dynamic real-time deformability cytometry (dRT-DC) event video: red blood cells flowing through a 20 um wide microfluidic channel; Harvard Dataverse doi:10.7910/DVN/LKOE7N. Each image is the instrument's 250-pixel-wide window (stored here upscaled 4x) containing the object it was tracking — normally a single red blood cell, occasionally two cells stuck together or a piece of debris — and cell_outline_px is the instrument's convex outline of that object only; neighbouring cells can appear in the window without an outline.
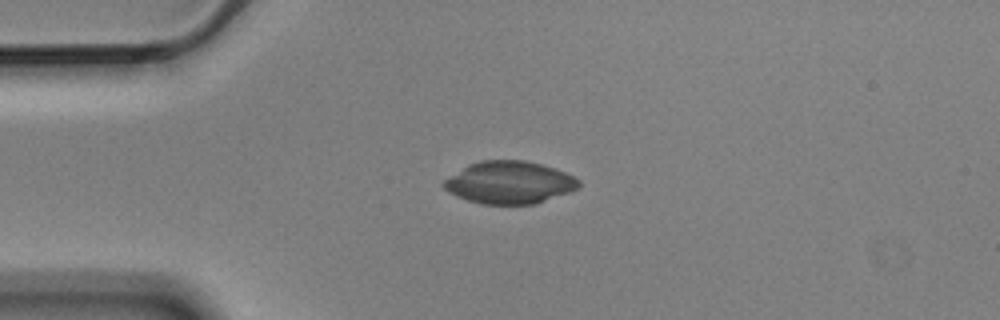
{"species": "Egyptian fruit bat (a non-hibernating species)", "species_latin": "Rousettus aegyptiacus", "temperature_condition": "cold", "stored_images_in_passage": 10, "camera_frame_rate_fps": 3000, "um_per_image_px": 0.085, "animal": {"sex": "male"}, "frame": {"image": 1, "passage_image": 1, "time_ms": 0.0, "image_size_px": [1000, 320], "cell_outline_px": [[580, 188], [536, 204], [480, 204], [456, 196], [448, 192], [440, 184], [448, 176], [468, 164], [480, 160], [524, 160], [556, 168], [580, 180]], "centroid_in_image_um": [43.27, 15.51], "position_along_channel_um": 41.7, "area_um2": 33.64}}
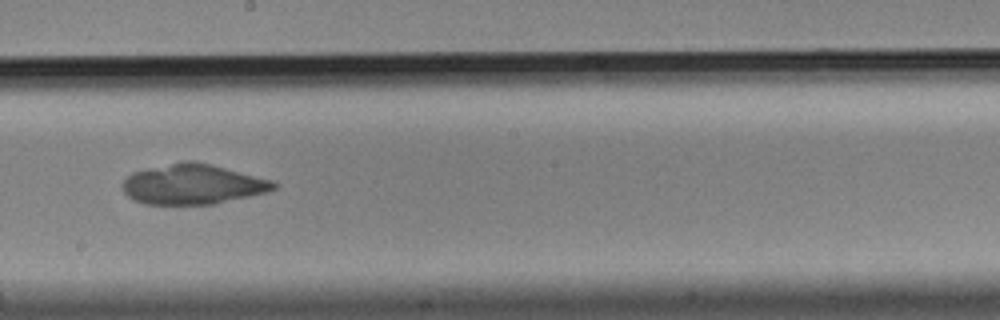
{"frame": {"image": 2, "passage_image": 6, "time_ms": 1.667, "image_size_px": [1000, 320], "cell_outline_px": [[280, 184], [276, 188], [264, 192], [248, 196], [212, 204], [144, 204], [128, 196], [124, 192], [120, 184], [132, 172], [148, 168], [184, 160], [196, 160], [212, 164], [272, 180]], "centroid_in_image_um": [16.36, 15.64], "position_along_channel_um": 231.8, "area_um2": 35.26}}
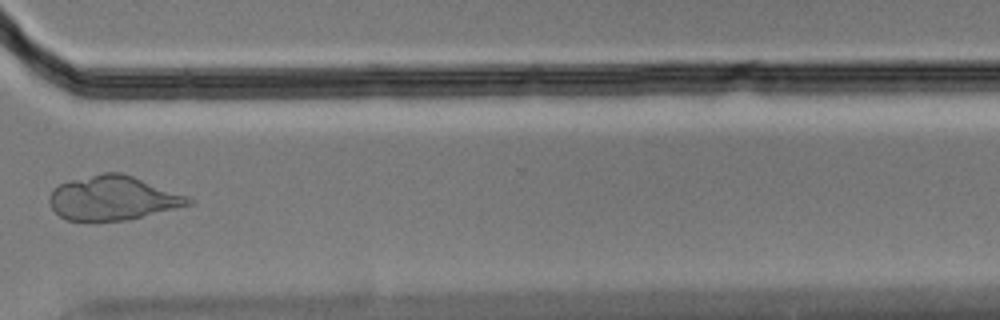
{"frame": {"image": 3, "passage_image": 9, "time_ms": 2.667, "image_size_px": [1000, 320], "cell_outline_px": [[192, 204], [124, 220], [68, 220], [60, 216], [52, 208], [48, 200], [48, 196], [52, 188], [68, 180], [104, 172], [120, 172], [132, 176], [188, 196], [192, 200]], "centroid_in_image_um": [9.54, 16.81], "position_along_channel_um": 361.1, "area_um2": 35.37}}